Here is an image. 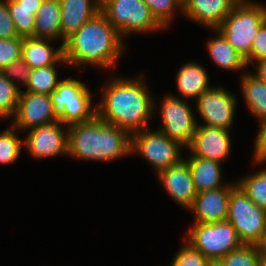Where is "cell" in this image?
Masks as SVG:
<instances>
[{
    "label": "cell",
    "instance_id": "obj_1",
    "mask_svg": "<svg viewBox=\"0 0 266 266\" xmlns=\"http://www.w3.org/2000/svg\"><path fill=\"white\" fill-rule=\"evenodd\" d=\"M145 80L147 77L143 74L134 79L111 74L102 86V98L96 104L97 117L126 130L130 135L149 128L156 111L154 112V97Z\"/></svg>",
    "mask_w": 266,
    "mask_h": 266
},
{
    "label": "cell",
    "instance_id": "obj_2",
    "mask_svg": "<svg viewBox=\"0 0 266 266\" xmlns=\"http://www.w3.org/2000/svg\"><path fill=\"white\" fill-rule=\"evenodd\" d=\"M125 41L119 31L99 12L69 37L63 45L64 59L69 67L76 65L86 70L87 65L114 69L122 55H125Z\"/></svg>",
    "mask_w": 266,
    "mask_h": 266
},
{
    "label": "cell",
    "instance_id": "obj_3",
    "mask_svg": "<svg viewBox=\"0 0 266 266\" xmlns=\"http://www.w3.org/2000/svg\"><path fill=\"white\" fill-rule=\"evenodd\" d=\"M67 155L85 161H114L131 155V135L99 117L68 126Z\"/></svg>",
    "mask_w": 266,
    "mask_h": 266
},
{
    "label": "cell",
    "instance_id": "obj_4",
    "mask_svg": "<svg viewBox=\"0 0 266 266\" xmlns=\"http://www.w3.org/2000/svg\"><path fill=\"white\" fill-rule=\"evenodd\" d=\"M266 22V4L240 0L217 28L250 65V51L260 27Z\"/></svg>",
    "mask_w": 266,
    "mask_h": 266
},
{
    "label": "cell",
    "instance_id": "obj_5",
    "mask_svg": "<svg viewBox=\"0 0 266 266\" xmlns=\"http://www.w3.org/2000/svg\"><path fill=\"white\" fill-rule=\"evenodd\" d=\"M49 95L54 115L64 125L85 123L97 116V105L92 102V92L77 78L62 79Z\"/></svg>",
    "mask_w": 266,
    "mask_h": 266
},
{
    "label": "cell",
    "instance_id": "obj_6",
    "mask_svg": "<svg viewBox=\"0 0 266 266\" xmlns=\"http://www.w3.org/2000/svg\"><path fill=\"white\" fill-rule=\"evenodd\" d=\"M101 12L124 41L125 37L135 33L164 30L143 0H101Z\"/></svg>",
    "mask_w": 266,
    "mask_h": 266
},
{
    "label": "cell",
    "instance_id": "obj_7",
    "mask_svg": "<svg viewBox=\"0 0 266 266\" xmlns=\"http://www.w3.org/2000/svg\"><path fill=\"white\" fill-rule=\"evenodd\" d=\"M185 241L209 260H219L244 245L228 220L215 223H192Z\"/></svg>",
    "mask_w": 266,
    "mask_h": 266
},
{
    "label": "cell",
    "instance_id": "obj_8",
    "mask_svg": "<svg viewBox=\"0 0 266 266\" xmlns=\"http://www.w3.org/2000/svg\"><path fill=\"white\" fill-rule=\"evenodd\" d=\"M183 148L158 129L146 128L131 135V155L139 154L156 174L178 164L184 158Z\"/></svg>",
    "mask_w": 266,
    "mask_h": 266
},
{
    "label": "cell",
    "instance_id": "obj_9",
    "mask_svg": "<svg viewBox=\"0 0 266 266\" xmlns=\"http://www.w3.org/2000/svg\"><path fill=\"white\" fill-rule=\"evenodd\" d=\"M227 220L244 245H254L266 228V211L254 204L235 181L231 182Z\"/></svg>",
    "mask_w": 266,
    "mask_h": 266
},
{
    "label": "cell",
    "instance_id": "obj_10",
    "mask_svg": "<svg viewBox=\"0 0 266 266\" xmlns=\"http://www.w3.org/2000/svg\"><path fill=\"white\" fill-rule=\"evenodd\" d=\"M157 105L154 97V111L160 114L161 125L157 128L168 138L178 142L184 148H188L196 132L198 121L187 103L175 94H165ZM157 106V107H156Z\"/></svg>",
    "mask_w": 266,
    "mask_h": 266
},
{
    "label": "cell",
    "instance_id": "obj_11",
    "mask_svg": "<svg viewBox=\"0 0 266 266\" xmlns=\"http://www.w3.org/2000/svg\"><path fill=\"white\" fill-rule=\"evenodd\" d=\"M237 98L229 90L213 85L195 101L199 118L209 127L231 131L236 114Z\"/></svg>",
    "mask_w": 266,
    "mask_h": 266
},
{
    "label": "cell",
    "instance_id": "obj_12",
    "mask_svg": "<svg viewBox=\"0 0 266 266\" xmlns=\"http://www.w3.org/2000/svg\"><path fill=\"white\" fill-rule=\"evenodd\" d=\"M27 132L23 147L36 160L62 154L67 156L68 126L59 120Z\"/></svg>",
    "mask_w": 266,
    "mask_h": 266
},
{
    "label": "cell",
    "instance_id": "obj_13",
    "mask_svg": "<svg viewBox=\"0 0 266 266\" xmlns=\"http://www.w3.org/2000/svg\"><path fill=\"white\" fill-rule=\"evenodd\" d=\"M12 125L17 130L29 131L48 123L58 121L49 94L20 91Z\"/></svg>",
    "mask_w": 266,
    "mask_h": 266
},
{
    "label": "cell",
    "instance_id": "obj_14",
    "mask_svg": "<svg viewBox=\"0 0 266 266\" xmlns=\"http://www.w3.org/2000/svg\"><path fill=\"white\" fill-rule=\"evenodd\" d=\"M230 133L228 130L201 125L198 122L194 137L187 149L192 156L223 163L232 151Z\"/></svg>",
    "mask_w": 266,
    "mask_h": 266
},
{
    "label": "cell",
    "instance_id": "obj_15",
    "mask_svg": "<svg viewBox=\"0 0 266 266\" xmlns=\"http://www.w3.org/2000/svg\"><path fill=\"white\" fill-rule=\"evenodd\" d=\"M231 195V184L214 190L197 193L192 207L188 210L195 214L194 223H215L227 220Z\"/></svg>",
    "mask_w": 266,
    "mask_h": 266
},
{
    "label": "cell",
    "instance_id": "obj_16",
    "mask_svg": "<svg viewBox=\"0 0 266 266\" xmlns=\"http://www.w3.org/2000/svg\"><path fill=\"white\" fill-rule=\"evenodd\" d=\"M161 186L171 199L189 210L197 195L187 162L182 159L178 164L173 165L157 174Z\"/></svg>",
    "mask_w": 266,
    "mask_h": 266
},
{
    "label": "cell",
    "instance_id": "obj_17",
    "mask_svg": "<svg viewBox=\"0 0 266 266\" xmlns=\"http://www.w3.org/2000/svg\"><path fill=\"white\" fill-rule=\"evenodd\" d=\"M240 0H184L183 13L207 29H217Z\"/></svg>",
    "mask_w": 266,
    "mask_h": 266
},
{
    "label": "cell",
    "instance_id": "obj_18",
    "mask_svg": "<svg viewBox=\"0 0 266 266\" xmlns=\"http://www.w3.org/2000/svg\"><path fill=\"white\" fill-rule=\"evenodd\" d=\"M61 44L101 12V0H59Z\"/></svg>",
    "mask_w": 266,
    "mask_h": 266
},
{
    "label": "cell",
    "instance_id": "obj_19",
    "mask_svg": "<svg viewBox=\"0 0 266 266\" xmlns=\"http://www.w3.org/2000/svg\"><path fill=\"white\" fill-rule=\"evenodd\" d=\"M51 41V42H50ZM53 39L26 37L23 38L21 57L30 69H38L54 64H65L63 45L56 49L50 45Z\"/></svg>",
    "mask_w": 266,
    "mask_h": 266
},
{
    "label": "cell",
    "instance_id": "obj_20",
    "mask_svg": "<svg viewBox=\"0 0 266 266\" xmlns=\"http://www.w3.org/2000/svg\"><path fill=\"white\" fill-rule=\"evenodd\" d=\"M208 75L204 66L198 62L192 61L183 64L175 76L178 97L183 100L194 98L196 101L212 86L209 83Z\"/></svg>",
    "mask_w": 266,
    "mask_h": 266
},
{
    "label": "cell",
    "instance_id": "obj_21",
    "mask_svg": "<svg viewBox=\"0 0 266 266\" xmlns=\"http://www.w3.org/2000/svg\"><path fill=\"white\" fill-rule=\"evenodd\" d=\"M187 164L192 177L194 188L197 193L205 190H214L225 187L223 182L222 163L210 159L189 156L183 158ZM223 183V184H222Z\"/></svg>",
    "mask_w": 266,
    "mask_h": 266
},
{
    "label": "cell",
    "instance_id": "obj_22",
    "mask_svg": "<svg viewBox=\"0 0 266 266\" xmlns=\"http://www.w3.org/2000/svg\"><path fill=\"white\" fill-rule=\"evenodd\" d=\"M211 30L217 35L209 37L210 39L206 42V50L211 60L223 70L244 72L248 67L245 58L234 49L218 29Z\"/></svg>",
    "mask_w": 266,
    "mask_h": 266
},
{
    "label": "cell",
    "instance_id": "obj_23",
    "mask_svg": "<svg viewBox=\"0 0 266 266\" xmlns=\"http://www.w3.org/2000/svg\"><path fill=\"white\" fill-rule=\"evenodd\" d=\"M241 91L251 114L259 122L266 120V83L258 79L252 72L241 73Z\"/></svg>",
    "mask_w": 266,
    "mask_h": 266
},
{
    "label": "cell",
    "instance_id": "obj_24",
    "mask_svg": "<svg viewBox=\"0 0 266 266\" xmlns=\"http://www.w3.org/2000/svg\"><path fill=\"white\" fill-rule=\"evenodd\" d=\"M34 25V37L61 41L59 0H43Z\"/></svg>",
    "mask_w": 266,
    "mask_h": 266
},
{
    "label": "cell",
    "instance_id": "obj_25",
    "mask_svg": "<svg viewBox=\"0 0 266 266\" xmlns=\"http://www.w3.org/2000/svg\"><path fill=\"white\" fill-rule=\"evenodd\" d=\"M64 64H54L38 69H31L28 85L24 89L29 93L50 94L56 89L61 79H58V66Z\"/></svg>",
    "mask_w": 266,
    "mask_h": 266
},
{
    "label": "cell",
    "instance_id": "obj_26",
    "mask_svg": "<svg viewBox=\"0 0 266 266\" xmlns=\"http://www.w3.org/2000/svg\"><path fill=\"white\" fill-rule=\"evenodd\" d=\"M264 167L248 176H242L236 182L254 204L266 211V166Z\"/></svg>",
    "mask_w": 266,
    "mask_h": 266
},
{
    "label": "cell",
    "instance_id": "obj_27",
    "mask_svg": "<svg viewBox=\"0 0 266 266\" xmlns=\"http://www.w3.org/2000/svg\"><path fill=\"white\" fill-rule=\"evenodd\" d=\"M7 6L19 37H34L35 15L39 9L18 7L16 0H6Z\"/></svg>",
    "mask_w": 266,
    "mask_h": 266
},
{
    "label": "cell",
    "instance_id": "obj_28",
    "mask_svg": "<svg viewBox=\"0 0 266 266\" xmlns=\"http://www.w3.org/2000/svg\"><path fill=\"white\" fill-rule=\"evenodd\" d=\"M15 131L18 130L12 125L0 132V165H11L20 157L24 140Z\"/></svg>",
    "mask_w": 266,
    "mask_h": 266
},
{
    "label": "cell",
    "instance_id": "obj_29",
    "mask_svg": "<svg viewBox=\"0 0 266 266\" xmlns=\"http://www.w3.org/2000/svg\"><path fill=\"white\" fill-rule=\"evenodd\" d=\"M150 9L152 16L164 28L167 29L175 17L176 11L183 13L182 0H143Z\"/></svg>",
    "mask_w": 266,
    "mask_h": 266
},
{
    "label": "cell",
    "instance_id": "obj_30",
    "mask_svg": "<svg viewBox=\"0 0 266 266\" xmlns=\"http://www.w3.org/2000/svg\"><path fill=\"white\" fill-rule=\"evenodd\" d=\"M20 89L0 71V119H12L19 100Z\"/></svg>",
    "mask_w": 266,
    "mask_h": 266
},
{
    "label": "cell",
    "instance_id": "obj_31",
    "mask_svg": "<svg viewBox=\"0 0 266 266\" xmlns=\"http://www.w3.org/2000/svg\"><path fill=\"white\" fill-rule=\"evenodd\" d=\"M222 266H262L263 261L254 245H243L219 259Z\"/></svg>",
    "mask_w": 266,
    "mask_h": 266
},
{
    "label": "cell",
    "instance_id": "obj_32",
    "mask_svg": "<svg viewBox=\"0 0 266 266\" xmlns=\"http://www.w3.org/2000/svg\"><path fill=\"white\" fill-rule=\"evenodd\" d=\"M209 261L200 251L184 241L172 259L170 266H207Z\"/></svg>",
    "mask_w": 266,
    "mask_h": 266
},
{
    "label": "cell",
    "instance_id": "obj_33",
    "mask_svg": "<svg viewBox=\"0 0 266 266\" xmlns=\"http://www.w3.org/2000/svg\"><path fill=\"white\" fill-rule=\"evenodd\" d=\"M30 72V67L22 57L14 60L1 71V73L8 80L12 81L20 90L21 88H26V86L28 85L30 79ZM20 83H22L23 85H20Z\"/></svg>",
    "mask_w": 266,
    "mask_h": 266
},
{
    "label": "cell",
    "instance_id": "obj_34",
    "mask_svg": "<svg viewBox=\"0 0 266 266\" xmlns=\"http://www.w3.org/2000/svg\"><path fill=\"white\" fill-rule=\"evenodd\" d=\"M22 37L0 39V71L21 57Z\"/></svg>",
    "mask_w": 266,
    "mask_h": 266
},
{
    "label": "cell",
    "instance_id": "obj_35",
    "mask_svg": "<svg viewBox=\"0 0 266 266\" xmlns=\"http://www.w3.org/2000/svg\"><path fill=\"white\" fill-rule=\"evenodd\" d=\"M18 37L14 22L11 18L7 1L0 0V39Z\"/></svg>",
    "mask_w": 266,
    "mask_h": 266
},
{
    "label": "cell",
    "instance_id": "obj_36",
    "mask_svg": "<svg viewBox=\"0 0 266 266\" xmlns=\"http://www.w3.org/2000/svg\"><path fill=\"white\" fill-rule=\"evenodd\" d=\"M259 123L260 129L257 130L252 157L255 165L263 167L266 164V120Z\"/></svg>",
    "mask_w": 266,
    "mask_h": 266
},
{
    "label": "cell",
    "instance_id": "obj_37",
    "mask_svg": "<svg viewBox=\"0 0 266 266\" xmlns=\"http://www.w3.org/2000/svg\"><path fill=\"white\" fill-rule=\"evenodd\" d=\"M266 58V22L260 27L250 51V64Z\"/></svg>",
    "mask_w": 266,
    "mask_h": 266
},
{
    "label": "cell",
    "instance_id": "obj_38",
    "mask_svg": "<svg viewBox=\"0 0 266 266\" xmlns=\"http://www.w3.org/2000/svg\"><path fill=\"white\" fill-rule=\"evenodd\" d=\"M254 68L253 70H255L254 74L258 79L262 80L264 83H266V58L259 60L255 63L252 64Z\"/></svg>",
    "mask_w": 266,
    "mask_h": 266
},
{
    "label": "cell",
    "instance_id": "obj_39",
    "mask_svg": "<svg viewBox=\"0 0 266 266\" xmlns=\"http://www.w3.org/2000/svg\"><path fill=\"white\" fill-rule=\"evenodd\" d=\"M258 255L263 262H266V228L260 235L259 240L254 244Z\"/></svg>",
    "mask_w": 266,
    "mask_h": 266
},
{
    "label": "cell",
    "instance_id": "obj_40",
    "mask_svg": "<svg viewBox=\"0 0 266 266\" xmlns=\"http://www.w3.org/2000/svg\"><path fill=\"white\" fill-rule=\"evenodd\" d=\"M18 7L26 9H39L43 0H16Z\"/></svg>",
    "mask_w": 266,
    "mask_h": 266
},
{
    "label": "cell",
    "instance_id": "obj_41",
    "mask_svg": "<svg viewBox=\"0 0 266 266\" xmlns=\"http://www.w3.org/2000/svg\"><path fill=\"white\" fill-rule=\"evenodd\" d=\"M207 266H222L219 260H210Z\"/></svg>",
    "mask_w": 266,
    "mask_h": 266
}]
</instances>
